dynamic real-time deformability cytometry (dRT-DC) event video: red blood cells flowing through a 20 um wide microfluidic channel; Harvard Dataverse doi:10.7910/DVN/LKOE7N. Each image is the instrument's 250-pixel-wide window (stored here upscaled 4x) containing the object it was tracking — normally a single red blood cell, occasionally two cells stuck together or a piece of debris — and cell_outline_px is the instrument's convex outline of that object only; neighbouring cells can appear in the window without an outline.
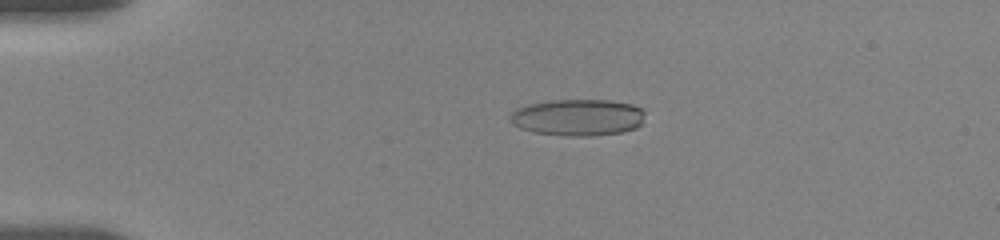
{"species": "human", "species_latin": "Homo sapiens", "temperature_condition": "room temperature", "stored_images_in_passage": 60, "camera_frame_rate_fps": 3000, "um_per_image_px": 0.085, "donor": {"sex": "female"}, "frame": {"image": 1, "passage_image": 17, "time_ms": 4.0, "image_size_px": [1000, 240], "cell_outline_px": [[644, 112], [640, 124], [636, 128], [624, 132], [592, 136], [564, 136], [532, 132], [520, 128], [512, 124], [508, 120], [508, 116], [516, 108], [528, 104], [552, 100], [612, 100], [632, 104], [644, 108]], "centroid_in_image_um": [49.09, 9.98], "position_along_channel_um": 35.9, "area_um2": 29.25}}
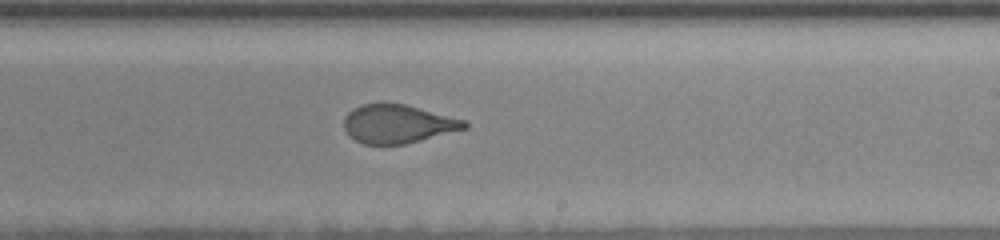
{"frame": {"image": 2, "passage_image": 36, "time_ms": 11.333, "image_size_px": [1000, 240], "cell_outline_px": [[468, 128], [404, 144], [364, 144], [348, 136], [344, 128], [344, 116], [352, 108], [360, 104], [380, 100], [384, 100], [404, 104], [468, 120]], "centroid_in_image_um": [33.78, 10.48], "position_along_channel_um": 255.2, "area_um2": 27.74}}
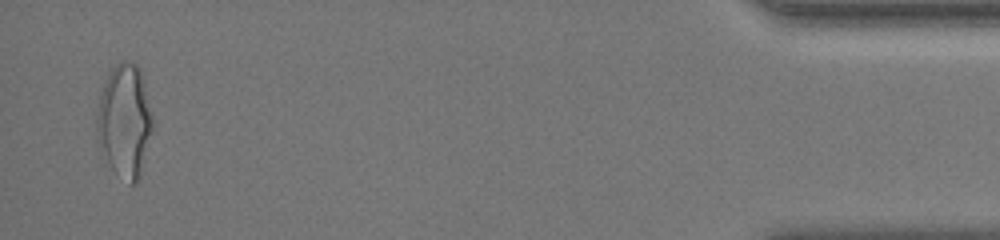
{"frame": {"image": 3, "passage_image": 59, "time_ms": 18.0, "image_size_px": [1000, 240], "cell_outline_px": [[156, 124], [140, 176], [136, 184], [132, 184], [116, 172], [112, 168], [96, 140], [96, 116], [100, 96], [104, 80], [112, 68], [120, 60], [124, 60], [136, 64], [140, 68], [144, 76]], "centroid_in_image_um": [10.65, 10.22], "position_along_channel_um": 424.6, "area_um2": 37.8}, "authors_computed_cell_mechanics": {"area_um2": 28.4954, "velocity_mm_per_s": 3.6289, "shape_relaxation_time_tau1_ms": 6.1333, "shape_relaxation_time_tau2_ms": 0.7228, "deformation_change_tau1": 0.2067, "deformation_change_tau2": 0.0755}}